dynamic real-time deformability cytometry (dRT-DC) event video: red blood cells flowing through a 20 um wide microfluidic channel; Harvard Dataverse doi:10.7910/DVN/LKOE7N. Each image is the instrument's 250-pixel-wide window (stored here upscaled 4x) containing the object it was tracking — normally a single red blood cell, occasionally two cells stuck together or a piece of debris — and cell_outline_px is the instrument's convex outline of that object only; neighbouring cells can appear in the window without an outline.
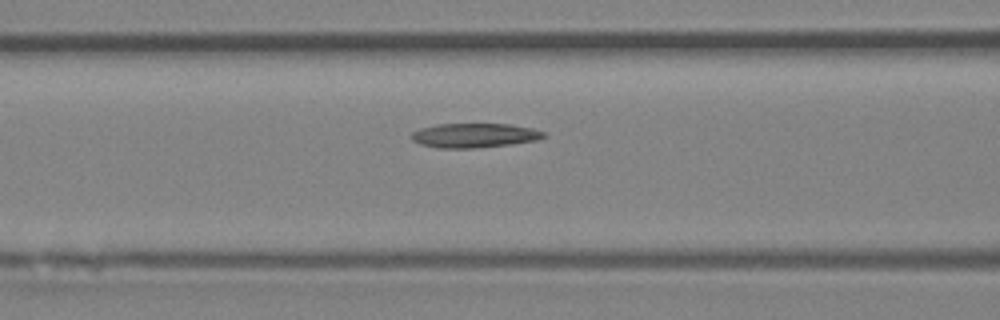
{"species": "Egyptian fruit bat (a non-hibernating species)", "species_latin": "Rousettus aegyptiacus", "temperature_condition": "room temperature", "stored_images_in_passage": 5, "segment_of_instrument_passage": [1, 2], "camera_frame_rate_fps": 3000, "um_per_image_px": 0.085, "animal": {"sex": "female"}, "frame": {"image": 1, "passage_image": 4, "time_ms": 4.333, "image_size_px": [1000, 320], "cell_outline_px": [[548, 136], [536, 140], [512, 144], [476, 148], [436, 148], [420, 144], [412, 140], [412, 132], [420, 128], [436, 124], [508, 124], [532, 128], [544, 132]], "centroid_in_image_um": [40.32, 11.51], "position_along_channel_um": 126.3, "area_um2": 18.84}}